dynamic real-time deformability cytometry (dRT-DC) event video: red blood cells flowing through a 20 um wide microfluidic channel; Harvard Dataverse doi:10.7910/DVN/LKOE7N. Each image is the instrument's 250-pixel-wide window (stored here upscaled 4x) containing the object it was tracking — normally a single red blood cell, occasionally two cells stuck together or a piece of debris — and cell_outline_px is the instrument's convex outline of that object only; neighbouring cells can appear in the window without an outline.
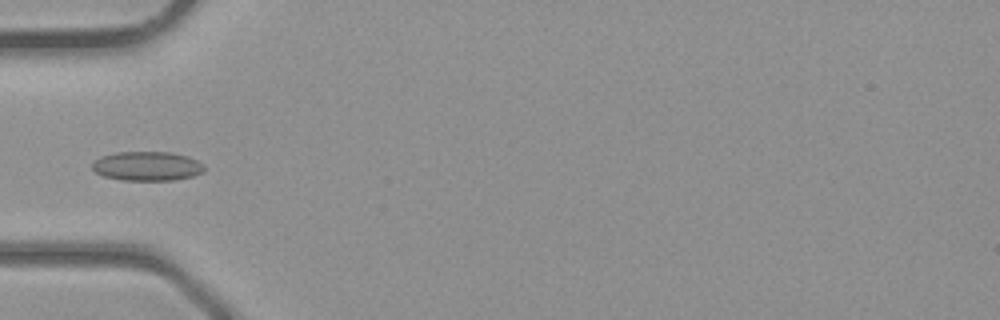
{"species": "common noctule bat (a hibernating species)", "species_latin": "Nyctalus noctula", "temperature_condition": "room temperature", "stored_images_in_passage": 40, "camera_frame_rate_fps": 3000, "um_per_image_px": 0.085, "animal": {"sex": "male", "body_mass_g": 23.1, "forearm_length_mm": 52.7}, "frame": {"image": 1, "passage_image": 13, "time_ms": 4.0, "image_size_px": [1000, 320], "cell_outline_px": [[204, 172], [192, 176], [172, 180], [124, 180], [104, 176], [96, 172], [92, 168], [92, 164], [100, 156], [116, 152], [172, 152], [188, 156], [204, 164]], "centroid_in_image_um": [12.52, 14.11], "position_along_channel_um": 72.5, "area_um2": 19.07}}
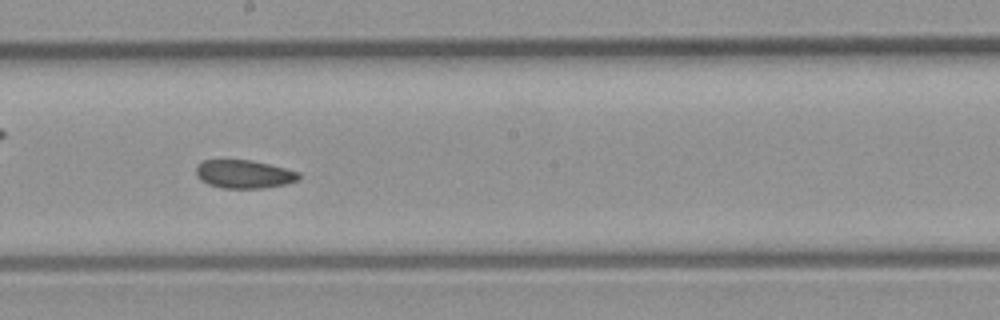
{"frame": {"image": 2, "passage_image": 22, "time_ms": 7.0, "image_size_px": [1000, 320], "cell_outline_px": [[300, 180], [284, 184], [264, 188], [220, 188], [208, 184], [200, 180], [196, 176], [196, 164], [204, 160], [252, 160], [300, 172]], "centroid_in_image_um": [20.72, 14.8], "position_along_channel_um": 227.5, "area_um2": 17.05}}
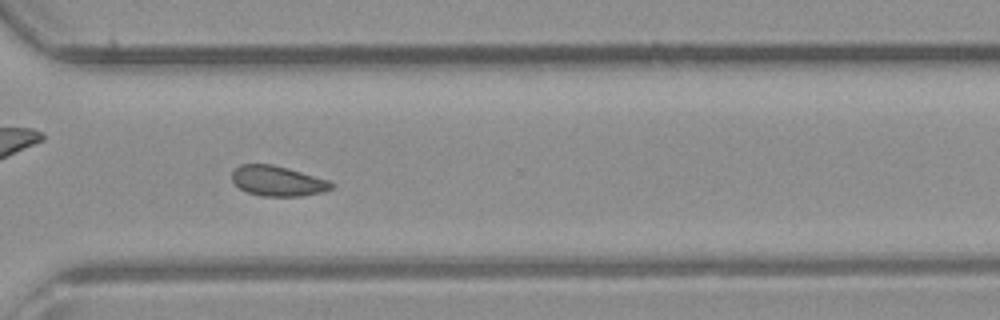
{"frame": {"image": 3, "passage_image": 29, "time_ms": 9.333, "image_size_px": [1000, 320], "cell_outline_px": [[336, 184], [332, 188], [324, 192], [300, 196], [260, 196], [248, 192], [240, 188], [232, 180], [232, 172], [240, 164], [272, 164], [288, 168], [328, 180]], "centroid_in_image_um": [23.62, 15.38], "position_along_channel_um": 347.0, "area_um2": 17.46}}